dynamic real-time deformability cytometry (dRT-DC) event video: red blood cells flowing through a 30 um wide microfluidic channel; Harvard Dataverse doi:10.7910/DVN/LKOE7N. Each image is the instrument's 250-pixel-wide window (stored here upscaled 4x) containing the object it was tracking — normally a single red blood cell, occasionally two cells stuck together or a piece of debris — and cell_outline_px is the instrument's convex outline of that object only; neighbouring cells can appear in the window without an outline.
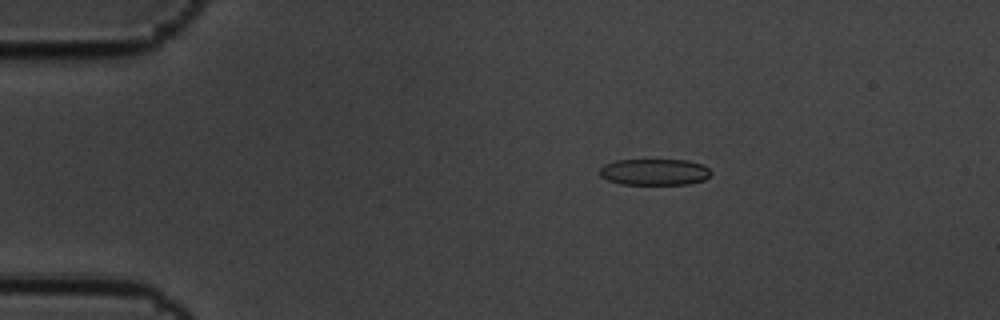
{"species": "common noctule bat (a hibernating species)", "species_latin": "Nyctalus noctula", "temperature_condition": "cold", "stored_images_in_passage": 6, "camera_frame_rate_fps": 3000, "um_per_image_px": 0.085, "animal": {"sex": "male", "body_mass_g": 19.5, "forearm_length_mm": 54.6}, "frame": {"image": 1, "passage_image": 4, "time_ms": 1.0, "image_size_px": [1000, 320], "cell_outline_px": [[712, 176], [704, 180], [688, 184], [620, 184], [608, 180], [600, 176], [600, 168], [604, 164], [616, 160], [688, 160], [704, 164], [712, 172]], "centroid_in_image_um": [55.67, 14.61], "position_along_channel_um": 29.3, "area_um2": 17.28}}